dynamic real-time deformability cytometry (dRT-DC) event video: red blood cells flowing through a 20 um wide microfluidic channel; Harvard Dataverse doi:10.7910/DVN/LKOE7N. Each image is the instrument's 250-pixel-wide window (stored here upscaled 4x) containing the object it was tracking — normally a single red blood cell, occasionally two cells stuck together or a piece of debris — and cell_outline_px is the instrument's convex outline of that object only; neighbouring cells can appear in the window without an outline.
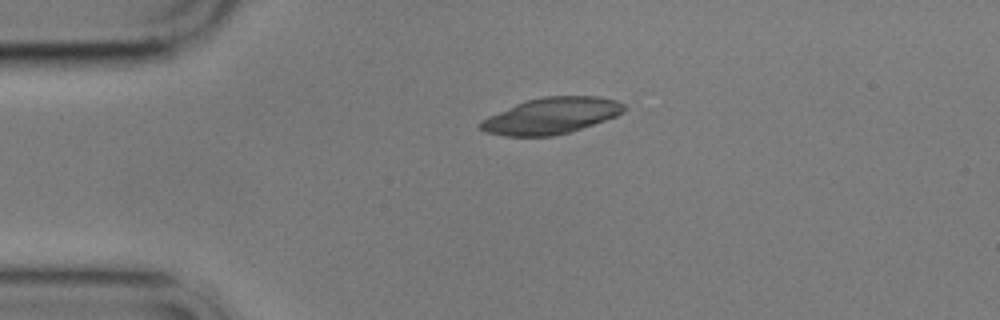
{"species": "common noctule bat (a hibernating species)", "species_latin": "Nyctalus noctula", "temperature_condition": "cold", "stored_images_in_passage": 2, "camera_frame_rate_fps": 3000, "um_per_image_px": 0.085, "animal": {"sex": "male", "body_mass_g": 17.9}, "frame": {"image": 1, "passage_image": 1, "time_ms": 0.0, "image_size_px": [1000, 320], "cell_outline_px": [[624, 112], [616, 116], [568, 132], [552, 136], [504, 136], [484, 132], [476, 124], [480, 120], [488, 116], [524, 100], [544, 96], [600, 96], [616, 100], [624, 104]], "centroid_in_image_um": [46.79, 9.83], "position_along_channel_um": 38.2, "area_um2": 30.35}}